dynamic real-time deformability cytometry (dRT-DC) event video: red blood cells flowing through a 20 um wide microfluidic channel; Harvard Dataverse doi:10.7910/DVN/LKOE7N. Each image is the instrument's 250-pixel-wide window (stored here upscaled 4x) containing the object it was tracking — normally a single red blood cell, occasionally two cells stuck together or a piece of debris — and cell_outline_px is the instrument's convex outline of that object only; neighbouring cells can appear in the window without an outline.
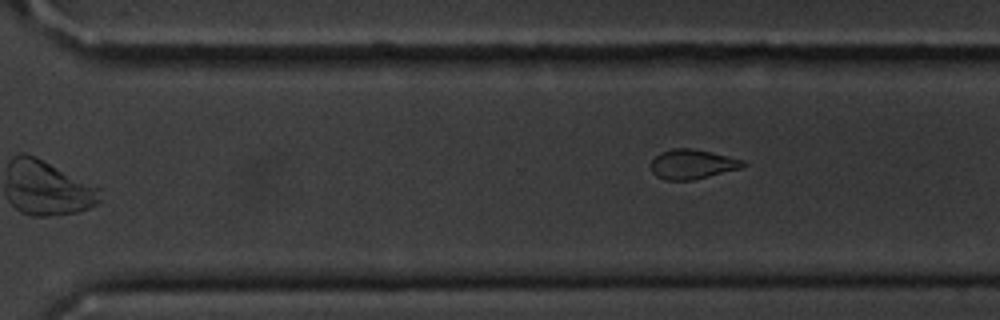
{"species": "common noctule bat (a hibernating species)", "species_latin": "Nyctalus noctula", "temperature_condition": "cold", "stored_images_in_passage": 11, "camera_frame_rate_fps": 3000, "um_per_image_px": 0.085, "animal": {"sex": "male", "body_mass_g": 20.1, "forearm_length_mm": 53.5}, "frame": {"image": 1, "passage_image": 11, "time_ms": 12.667, "image_size_px": [1000, 320], "cell_outline_px": [[748, 164], [740, 168], [692, 180], [664, 180], [656, 176], [652, 172], [652, 160], [660, 152], [672, 148], [692, 148], [712, 152], [744, 160]], "centroid_in_image_um": [58.84, 13.95], "position_along_channel_um": 311.8, "area_um2": 15.84}}